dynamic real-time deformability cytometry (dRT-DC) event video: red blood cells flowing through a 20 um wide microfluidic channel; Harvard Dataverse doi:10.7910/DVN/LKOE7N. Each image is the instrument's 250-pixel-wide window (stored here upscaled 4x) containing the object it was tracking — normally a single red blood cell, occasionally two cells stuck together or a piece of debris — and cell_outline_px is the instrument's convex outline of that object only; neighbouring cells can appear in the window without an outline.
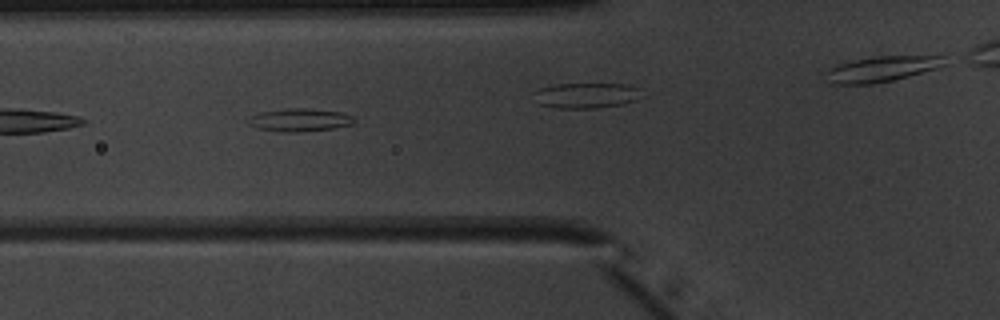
{"species": "common noctule bat (a hibernating species)", "species_latin": "Nyctalus noctula", "temperature_condition": "warm", "stored_images_in_passage": 38, "camera_frame_rate_fps": 3000, "um_per_image_px": 0.085, "animal": {"sex": "male", "body_mass_g": 20.1, "forearm_length_mm": 53.5}, "frame": {"image": 1, "passage_image": 6, "time_ms": 1.667, "image_size_px": [1000, 320], "cell_outline_px": [[356, 120], [352, 124], [332, 128], [296, 132], [280, 132], [256, 128], [248, 124], [248, 116], [260, 112], [288, 108], [304, 108], [340, 112], [352, 116]], "centroid_in_image_um": [25.41, 10.19], "position_along_channel_um": 100.4, "area_um2": 14.1}}
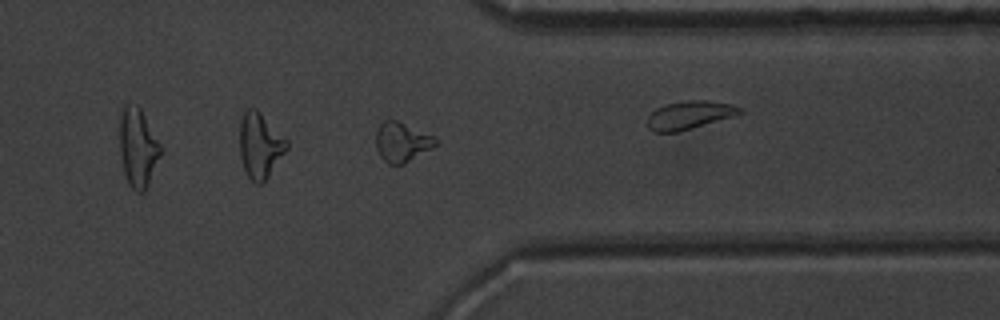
{"frame": {"image": 2, "passage_image": 27, "time_ms": 8.667, "image_size_px": [1000, 320], "cell_outline_px": [[436, 144], [432, 148], [404, 164], [388, 164], [380, 156], [376, 148], [376, 132], [380, 124], [384, 120], [396, 120], [436, 136]], "centroid_in_image_um": [34.16, 12.07], "position_along_channel_um": 377.2, "area_um2": 13.76}, "authors_computed_cell_mechanics": {"area_um2": 13.1206, "velocity_mm_per_s": 3.9836, "shape_relaxation_time_tau1_ms": 9.468, "shape_relaxation_time_tau2_ms": 4.5497, "deformation_change_tau1": 0.2373, "deformation_change_tau2": 0.1258}}